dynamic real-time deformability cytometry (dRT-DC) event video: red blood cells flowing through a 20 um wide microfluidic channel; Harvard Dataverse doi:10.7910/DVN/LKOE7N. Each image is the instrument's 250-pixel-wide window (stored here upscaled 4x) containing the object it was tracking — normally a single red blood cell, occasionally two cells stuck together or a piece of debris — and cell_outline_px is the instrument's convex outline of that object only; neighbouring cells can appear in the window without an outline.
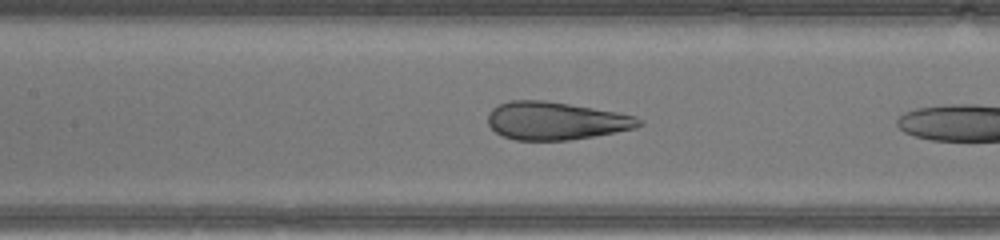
{"species": "human", "species_latin": "Homo sapiens", "temperature_condition": "warm", "stored_images_in_passage": 29, "camera_frame_rate_fps": 3000, "um_per_image_px": 0.085, "donor": {"sex": "male"}, "frame": {"image": 1, "passage_image": 16, "time_ms": 5.0, "image_size_px": [1000, 240], "cell_outline_px": [[644, 124], [636, 128], [592, 136], [568, 140], [516, 140], [504, 136], [496, 132], [488, 124], [488, 112], [492, 108], [508, 100], [544, 100], [616, 112], [636, 116], [644, 120]], "centroid_in_image_um": [47.24, 10.26], "position_along_channel_um": 160.2, "area_um2": 33.23}}
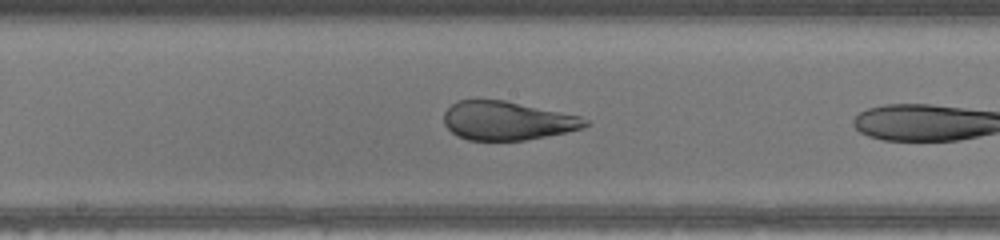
{"frame": {"image": 2, "passage_image": 19, "time_ms": 6.0, "image_size_px": [1000, 240], "cell_outline_px": [[588, 124], [584, 128], [524, 140], [468, 140], [456, 136], [444, 124], [444, 112], [456, 100], [504, 100], [580, 116], [588, 120]], "centroid_in_image_um": [43.08, 10.26], "position_along_channel_um": 205.1, "area_um2": 31.62}}
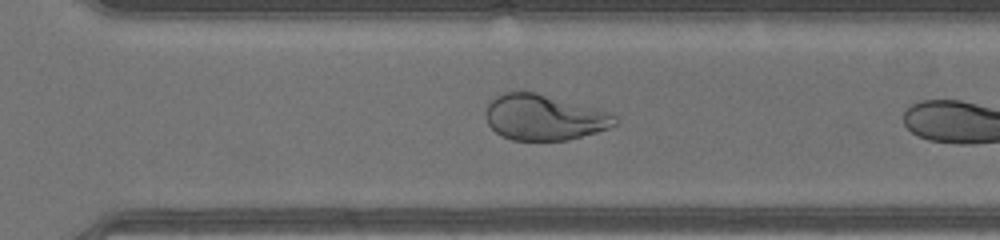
{"frame": {"image": 3, "passage_image": 27, "time_ms": 8.667, "image_size_px": [1000, 240], "cell_outline_px": [[616, 124], [608, 128], [596, 132], [568, 140], [512, 140], [496, 132], [488, 124], [484, 116], [484, 112], [488, 104], [496, 96], [504, 92], [536, 92], [612, 112], [616, 116]], "centroid_in_image_um": [46.24, 9.97], "position_along_channel_um": 324.4, "area_um2": 34.39}}